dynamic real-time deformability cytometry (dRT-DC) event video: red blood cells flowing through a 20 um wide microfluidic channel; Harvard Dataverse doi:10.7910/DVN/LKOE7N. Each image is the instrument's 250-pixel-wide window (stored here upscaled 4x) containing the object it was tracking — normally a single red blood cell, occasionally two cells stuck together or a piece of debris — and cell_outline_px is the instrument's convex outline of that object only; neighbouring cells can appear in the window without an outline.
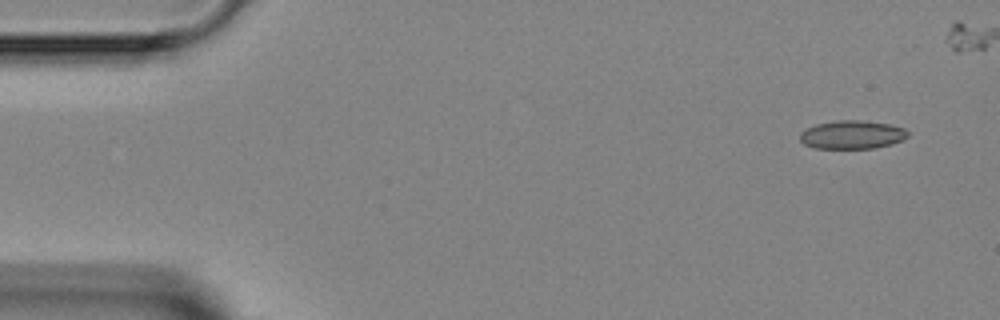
{"species": "Egyptian fruit bat (a non-hibernating species)", "species_latin": "Rousettus aegyptiacus", "temperature_condition": "room temperature", "stored_images_in_passage": 4, "camera_frame_rate_fps": 3000, "um_per_image_px": 0.085, "animal": {"sex": "female"}, "frame": {"image": 1, "passage_image": 1, "time_ms": 0.0, "image_size_px": [1000, 320], "cell_outline_px": [[908, 136], [904, 140], [892, 144], [876, 148], [816, 148], [804, 144], [800, 140], [800, 132], [816, 124], [836, 120], [860, 120], [888, 124], [904, 128], [908, 132]], "centroid_in_image_um": [72.44, 11.45], "position_along_channel_um": 12.6, "area_um2": 17.86}}